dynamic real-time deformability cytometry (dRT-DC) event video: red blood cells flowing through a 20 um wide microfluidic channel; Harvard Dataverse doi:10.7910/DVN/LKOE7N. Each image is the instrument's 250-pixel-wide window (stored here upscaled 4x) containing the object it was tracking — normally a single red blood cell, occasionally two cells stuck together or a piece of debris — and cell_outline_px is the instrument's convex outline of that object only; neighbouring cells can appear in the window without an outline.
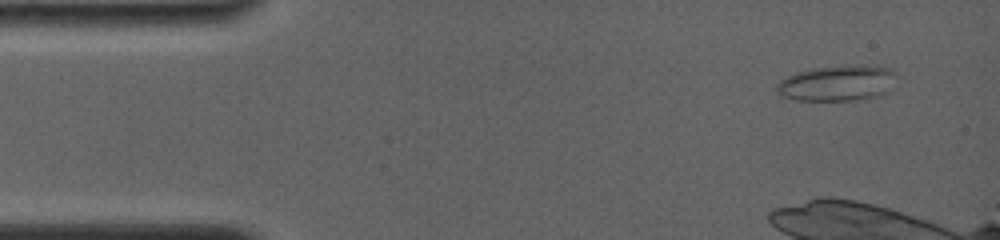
{"species": "common noctule bat (a hibernating species)", "species_latin": "Nyctalus noctula", "temperature_condition": "room temperature", "stored_images_in_passage": 29, "camera_frame_rate_fps": 4000, "um_per_image_px": 0.085, "animal": {"sex": "female", "body_mass_g": 19.0, "forearm_length_mm": 56.7}, "frame": {"image": 1, "passage_image": 5, "time_ms": 1.0, "image_size_px": [1000, 240], "cell_outline_px": [[896, 88], [880, 96], [852, 100], [796, 100], [780, 96], [776, 92], [776, 84], [780, 80], [796, 72], [816, 68], [848, 64], [892, 68], [896, 72]], "centroid_in_image_um": [71.23, 7.07], "position_along_channel_um": 13.8, "area_um2": 25.43}}